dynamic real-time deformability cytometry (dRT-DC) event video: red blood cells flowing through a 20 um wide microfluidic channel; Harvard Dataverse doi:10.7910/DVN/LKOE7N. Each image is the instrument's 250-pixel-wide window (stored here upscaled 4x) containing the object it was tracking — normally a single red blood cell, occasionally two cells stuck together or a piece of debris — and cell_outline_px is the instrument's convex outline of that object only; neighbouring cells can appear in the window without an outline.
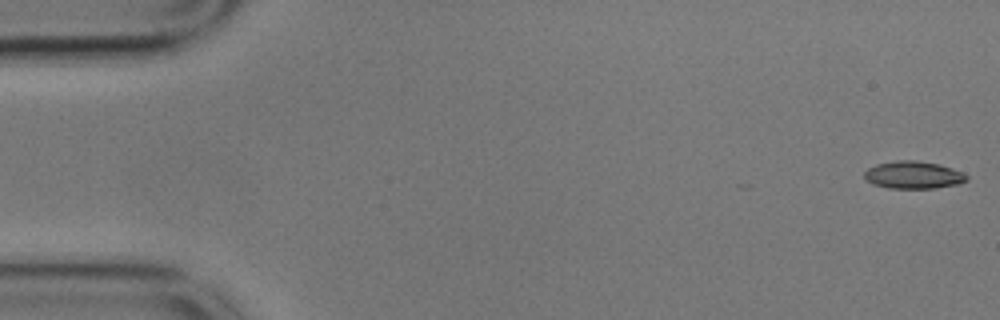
{"species": "common noctule bat (a hibernating species)", "species_latin": "Nyctalus noctula", "temperature_condition": "cold", "stored_images_in_passage": 56, "camera_frame_rate_fps": 3000, "um_per_image_px": 0.085, "animal": {"sex": "male", "body_mass_g": 17.9}, "frame": {"image": 1, "passage_image": 1, "time_ms": 0.0, "image_size_px": [1000, 320], "cell_outline_px": [[968, 180], [960, 184], [936, 188], [888, 188], [872, 184], [864, 176], [864, 172], [868, 168], [876, 164], [896, 160], [916, 160], [940, 164], [964, 172], [968, 176]], "centroid_in_image_um": [77.67, 14.87], "position_along_channel_um": 7.3, "area_um2": 16.59}}
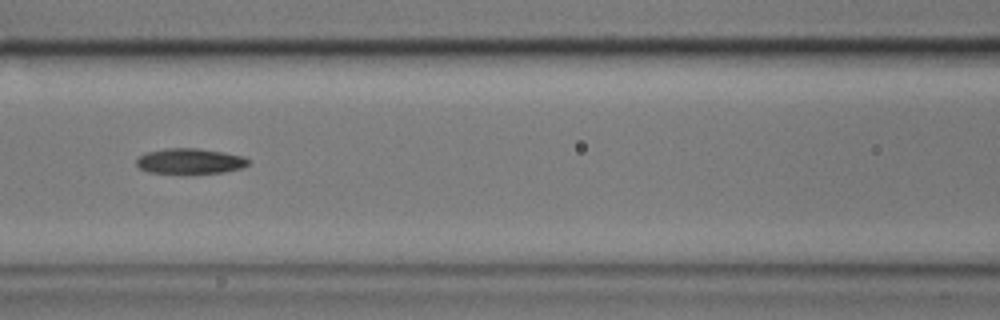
{"frame": {"image": 2, "passage_image": 24, "time_ms": 7.667, "image_size_px": [1000, 320], "cell_outline_px": [[248, 164], [244, 168], [224, 172], [184, 176], [180, 176], [148, 172], [140, 168], [136, 164], [136, 160], [140, 156], [148, 152], [164, 148], [196, 148], [224, 152], [244, 156], [248, 160]], "centroid_in_image_um": [16.14, 13.74], "position_along_channel_um": 150.5, "area_um2": 17.4}}
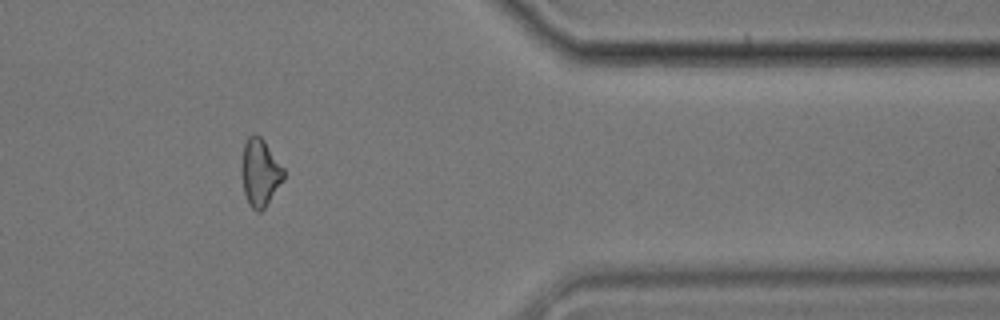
{"frame": {"image": 3, "passage_image": 46, "time_ms": 15.0, "image_size_px": [1000, 320], "cell_outline_px": [[284, 180], [264, 208], [260, 212], [256, 212], [248, 204], [244, 192], [240, 172], [240, 168], [244, 144], [248, 136], [252, 132], [256, 132], [264, 140], [284, 168]], "centroid_in_image_um": [22.08, 14.64], "position_along_channel_um": 389.3, "area_um2": 16.88}, "authors_computed_cell_mechanics": {"area_um2": 16.8487, "velocity_mm_per_s": 3.5472, "shape_relaxation_time_tau1_ms": 4.5249, "shape_relaxation_time_tau2_ms": null, "deformation_change_tau1": 0.1255, "deformation_change_tau2": null}}